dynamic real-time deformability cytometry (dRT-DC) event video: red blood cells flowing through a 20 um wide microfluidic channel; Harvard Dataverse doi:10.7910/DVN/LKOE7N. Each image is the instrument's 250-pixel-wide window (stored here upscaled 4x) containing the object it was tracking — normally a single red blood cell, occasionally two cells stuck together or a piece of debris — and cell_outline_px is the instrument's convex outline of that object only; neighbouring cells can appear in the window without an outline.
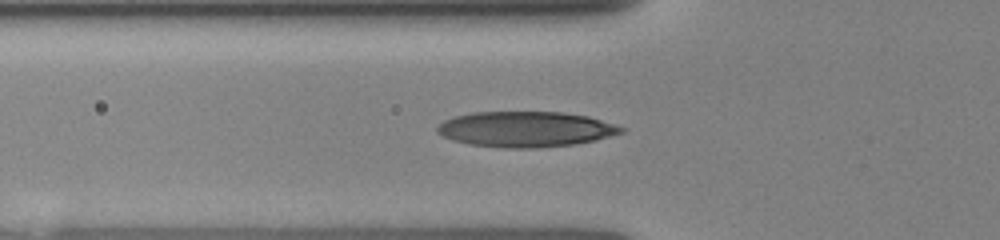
{"species": "human", "species_latin": "Homo sapiens", "temperature_condition": "room temperature", "stored_images_in_passage": 3, "camera_frame_rate_fps": 3000, "um_per_image_px": 0.085, "donor": {"sex": "female"}, "frame": {"image": 1, "passage_image": 3, "time_ms": 1.667, "image_size_px": [1000, 240], "cell_outline_px": [[628, 128], [624, 132], [596, 140], [576, 144], [536, 148], [504, 148], [468, 144], [452, 140], [436, 132], [436, 128], [444, 120], [452, 116], [472, 112], [564, 112], [588, 116]], "centroid_in_image_um": [44.69, 10.98], "position_along_channel_um": 81.1, "area_um2": 38.38}}